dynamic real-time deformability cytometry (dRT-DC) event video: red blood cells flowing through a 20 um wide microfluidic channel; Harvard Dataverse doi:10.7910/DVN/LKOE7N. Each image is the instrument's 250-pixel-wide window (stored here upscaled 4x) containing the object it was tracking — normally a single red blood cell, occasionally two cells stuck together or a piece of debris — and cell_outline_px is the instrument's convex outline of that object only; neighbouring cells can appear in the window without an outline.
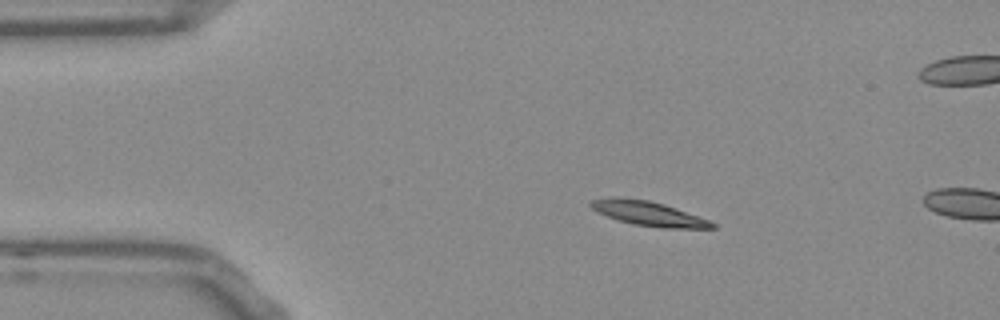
{"species": "Egyptian fruit bat (a non-hibernating species)", "species_latin": "Rousettus aegyptiacus", "temperature_condition": "room temperature", "stored_images_in_passage": 4, "camera_frame_rate_fps": 3000, "um_per_image_px": 0.085, "frame": {"image": 1, "passage_image": 1, "time_ms": 0.0, "image_size_px": [1000, 320], "cell_outline_px": [[716, 228], [660, 228], [632, 224], [596, 212], [588, 204], [592, 200], [612, 196], [620, 196], [648, 200], [664, 204], [708, 220], [716, 224]], "centroid_in_image_um": [55.07, 18.13], "position_along_channel_um": 29.9, "area_um2": 17.28}}